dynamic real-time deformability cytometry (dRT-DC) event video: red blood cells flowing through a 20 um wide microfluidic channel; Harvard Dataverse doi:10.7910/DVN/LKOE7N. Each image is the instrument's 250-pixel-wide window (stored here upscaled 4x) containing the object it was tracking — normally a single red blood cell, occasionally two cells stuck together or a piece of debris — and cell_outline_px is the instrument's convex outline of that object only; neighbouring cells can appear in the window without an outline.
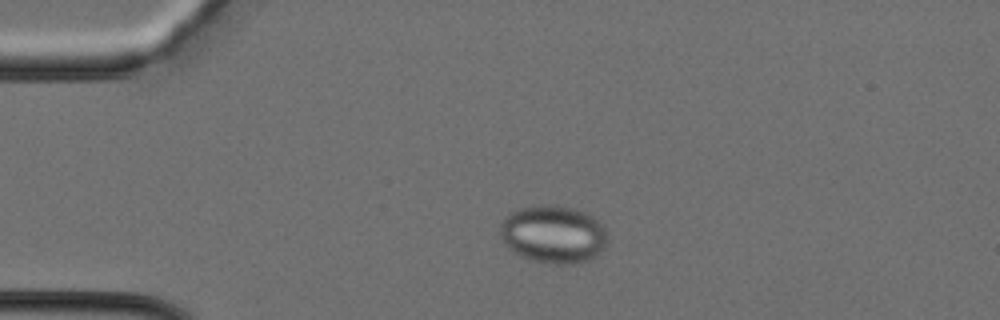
{"species": "Egyptian fruit bat (a non-hibernating species)", "species_latin": "Rousettus aegyptiacus", "temperature_condition": "cold", "stored_images_in_passage": 35, "camera_frame_rate_fps": 3000, "um_per_image_px": 0.085, "animal": {"sex": "female"}, "frame": {"image": 1, "passage_image": 6, "time_ms": 1.667, "image_size_px": [1000, 320], "cell_outline_px": [[604, 248], [592, 260], [576, 264], [548, 264], [532, 260], [520, 256], [508, 248], [504, 244], [500, 236], [500, 224], [512, 212], [520, 208], [544, 204], [556, 204], [572, 208], [584, 212], [592, 216], [604, 228]], "centroid_in_image_um": [47.0, 19.93], "position_along_channel_um": 38.0, "area_um2": 36.18}}
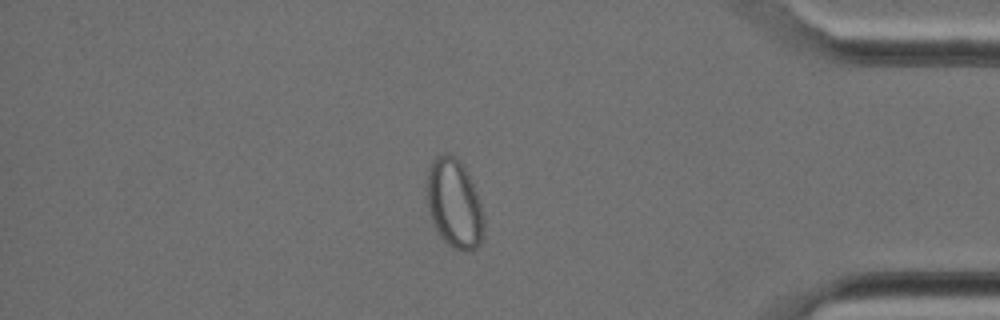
{"frame": {"image": 2, "passage_image": 30, "time_ms": 9.667, "image_size_px": [1000, 320], "cell_outline_px": [[484, 232], [480, 244], [476, 248], [468, 252], [464, 252], [452, 248], [440, 236], [432, 224], [428, 212], [424, 188], [432, 160], [436, 156], [452, 156], [460, 160], [468, 172], [476, 192], [480, 204], [484, 220]], "centroid_in_image_um": [38.59, 17.35], "position_along_channel_um": 396.6, "area_um2": 30.0}}